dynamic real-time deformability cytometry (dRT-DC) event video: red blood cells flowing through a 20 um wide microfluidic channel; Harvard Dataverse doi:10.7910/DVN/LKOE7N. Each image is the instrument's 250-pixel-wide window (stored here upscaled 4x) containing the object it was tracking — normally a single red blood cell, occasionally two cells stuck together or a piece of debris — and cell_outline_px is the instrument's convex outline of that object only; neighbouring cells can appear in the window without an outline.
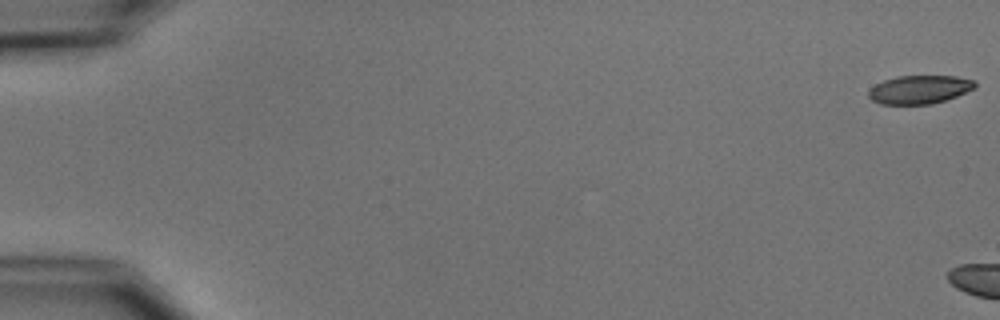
{"species": "common noctule bat (a hibernating species)", "species_latin": "Nyctalus noctula", "temperature_condition": "cold", "stored_images_in_passage": 2, "camera_frame_rate_fps": 3000, "um_per_image_px": 0.085, "animal": {"sex": "male", "body_mass_g": 15.6}, "frame": {"image": 1, "passage_image": 2, "time_ms": 1.0, "image_size_px": [1000, 320], "cell_outline_px": [[976, 88], [956, 96], [932, 104], [880, 104], [872, 100], [868, 96], [868, 92], [876, 84], [884, 80], [896, 76], [956, 76], [976, 80]], "centroid_in_image_um": [78.18, 7.6], "position_along_channel_um": 6.8, "area_um2": 17.63}}